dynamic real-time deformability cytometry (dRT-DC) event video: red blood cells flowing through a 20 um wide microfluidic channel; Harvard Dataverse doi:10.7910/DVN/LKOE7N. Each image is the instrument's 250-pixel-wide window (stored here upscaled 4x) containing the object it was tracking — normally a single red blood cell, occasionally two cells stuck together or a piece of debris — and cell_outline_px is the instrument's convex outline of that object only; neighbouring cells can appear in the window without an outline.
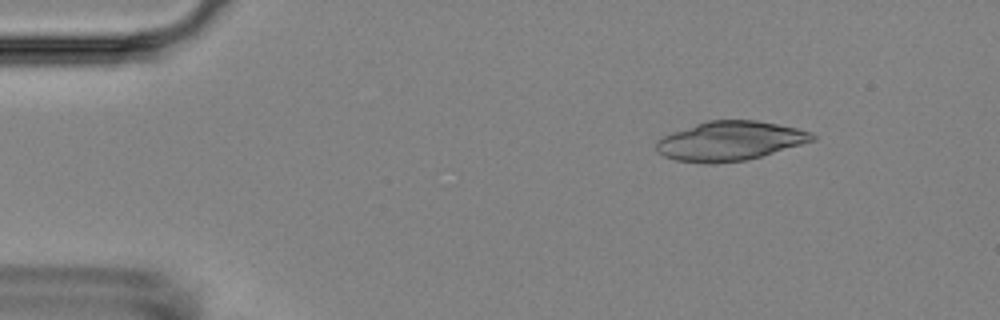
{"species": "Egyptian fruit bat (a non-hibernating species)", "species_latin": "Rousettus aegyptiacus", "temperature_condition": "room temperature", "stored_images_in_passage": 9, "camera_frame_rate_fps": 3000, "um_per_image_px": 0.085, "animal": {"sex": "female"}, "frame": {"image": 1, "passage_image": 1, "time_ms": 0.0, "image_size_px": [1000, 320], "cell_outline_px": [[816, 140], [760, 156], [744, 160], [712, 164], [708, 164], [676, 160], [664, 156], [656, 148], [656, 144], [664, 136], [672, 132], [708, 120], [756, 120], [796, 128], [812, 132], [816, 136]], "centroid_in_image_um": [62.06, 11.98], "position_along_channel_um": 22.9, "area_um2": 35.32}}